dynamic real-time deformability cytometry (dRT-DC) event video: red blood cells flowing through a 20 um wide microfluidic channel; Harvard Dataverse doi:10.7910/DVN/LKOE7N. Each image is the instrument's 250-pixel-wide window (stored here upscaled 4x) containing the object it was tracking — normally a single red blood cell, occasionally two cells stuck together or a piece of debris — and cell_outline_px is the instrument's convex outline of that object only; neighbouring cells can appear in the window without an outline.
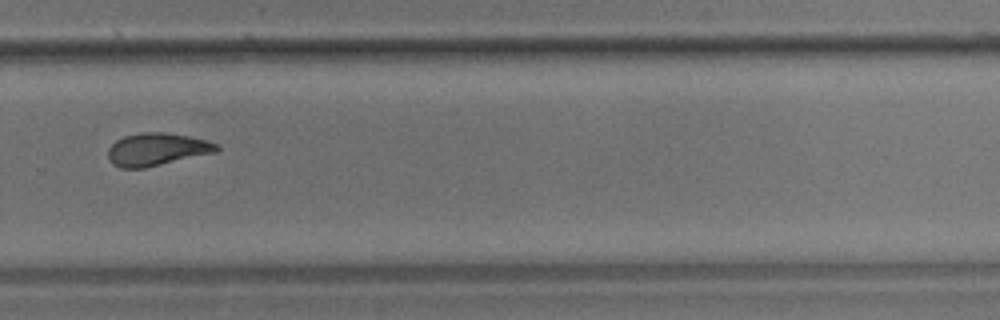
{"species": "common noctule bat (a hibernating species)", "species_latin": "Nyctalus noctula", "temperature_condition": "room temperature", "stored_images_in_passage": 13, "camera_frame_rate_fps": 3000, "um_per_image_px": 0.085, "animal": {"sex": "male", "body_mass_g": 17.9}, "frame": {"image": 1, "passage_image": 8, "time_ms": 2.333, "image_size_px": [1000, 320], "cell_outline_px": [[220, 148], [216, 152], [144, 168], [120, 168], [112, 164], [108, 156], [108, 148], [116, 140], [124, 136], [140, 132], [164, 132], [188, 136], [208, 140], [216, 144]], "centroid_in_image_um": [13.31, 12.69], "position_along_channel_um": 316.5, "area_um2": 20.63}}